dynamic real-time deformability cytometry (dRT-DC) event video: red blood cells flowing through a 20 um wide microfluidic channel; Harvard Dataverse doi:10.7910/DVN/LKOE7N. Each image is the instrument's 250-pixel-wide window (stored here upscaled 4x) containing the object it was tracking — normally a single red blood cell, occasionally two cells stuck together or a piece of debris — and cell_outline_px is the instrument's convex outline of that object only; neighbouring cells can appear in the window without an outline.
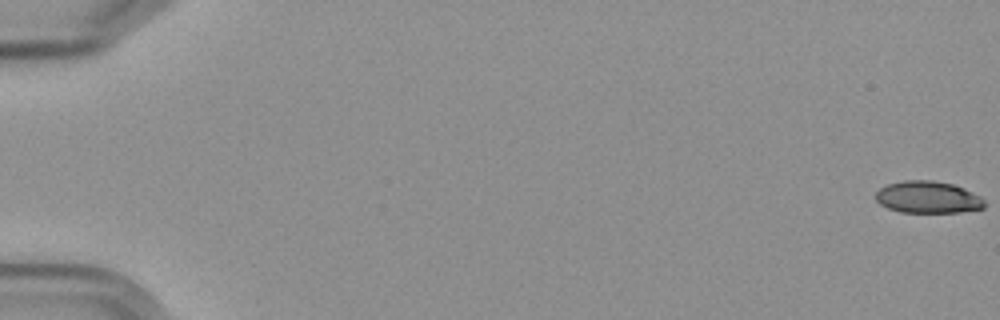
{"species": "Egyptian fruit bat (a non-hibernating species)", "species_latin": "Rousettus aegyptiacus", "temperature_condition": "cold", "stored_images_in_passage": 58, "camera_frame_rate_fps": 3000, "um_per_image_px": 0.085, "frame": {"image": 1, "passage_image": 1, "time_ms": 0.0, "image_size_px": [1000, 320], "cell_outline_px": [[984, 208], [960, 212], [900, 212], [888, 208], [880, 204], [876, 200], [876, 192], [880, 188], [888, 184], [904, 180], [932, 180], [952, 184], [964, 188], [980, 196], [984, 200]], "centroid_in_image_um": [78.86, 16.76], "position_along_channel_um": 6.1, "area_um2": 20.23}}
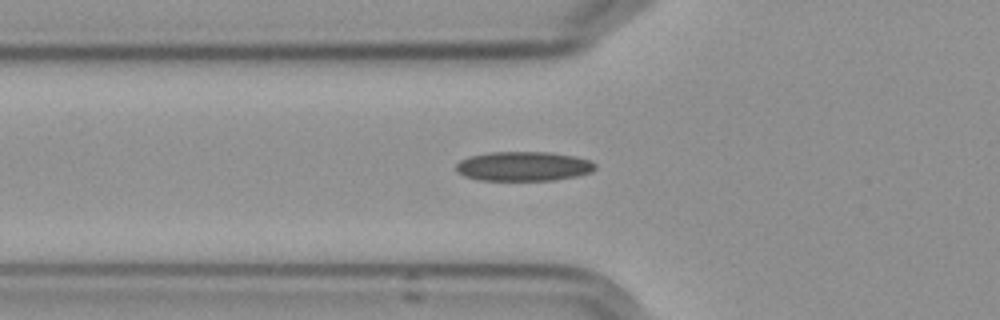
{"frame": {"image": 2, "passage_image": 22, "time_ms": 7.0, "image_size_px": [1000, 320], "cell_outline_px": [[596, 168], [592, 172], [576, 176], [552, 180], [480, 180], [464, 176], [456, 172], [456, 164], [460, 160], [468, 156], [488, 152], [552, 152], [576, 156], [588, 160], [596, 164]], "centroid_in_image_um": [44.48, 14.12], "position_along_channel_um": 81.3, "area_um2": 24.04}}
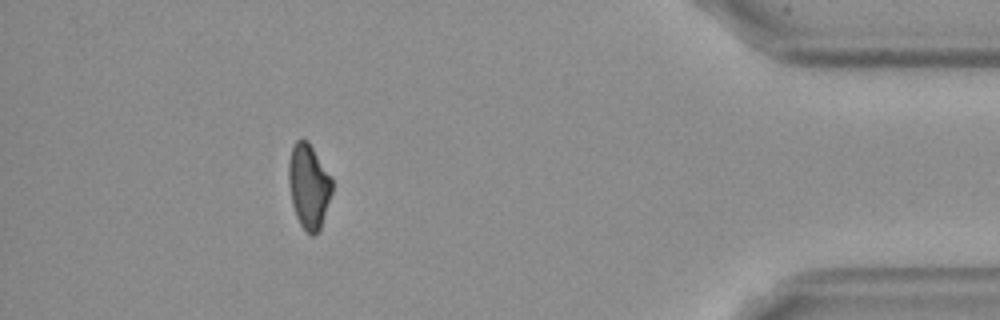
{"frame": {"image": 3, "passage_image": 53, "time_ms": 17.333, "image_size_px": [1000, 320], "cell_outline_px": [[332, 192], [320, 228], [312, 236], [300, 224], [296, 216], [292, 204], [288, 180], [288, 164], [292, 148], [296, 140], [308, 140], [332, 180]], "centroid_in_image_um": [26.22, 15.81], "position_along_channel_um": 409.0, "area_um2": 20.98}, "authors_computed_cell_mechanics": {"area_um2": 22.3397, "velocity_mm_per_s": 3.6024, "shape_relaxation_time_tau1_ms": 5.2087, "shape_relaxation_time_tau2_ms": 3.5947, "deformation_change_tau1": 0.1307, "deformation_change_tau2": 0.1089}}